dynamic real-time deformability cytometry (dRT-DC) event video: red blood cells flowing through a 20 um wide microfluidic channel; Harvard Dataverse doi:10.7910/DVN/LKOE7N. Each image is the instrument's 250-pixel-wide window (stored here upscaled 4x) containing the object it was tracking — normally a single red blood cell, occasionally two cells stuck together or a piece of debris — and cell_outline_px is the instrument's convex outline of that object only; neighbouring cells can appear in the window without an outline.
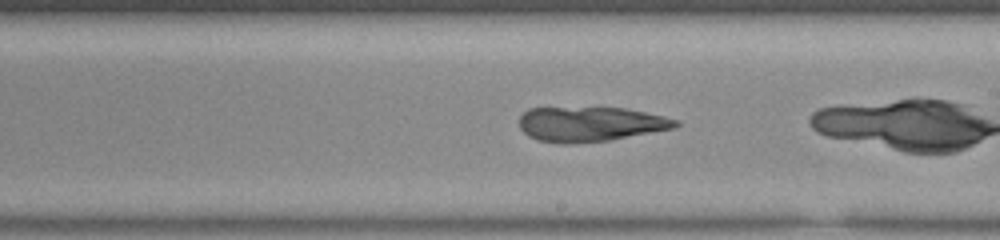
{"species": "common noctule bat (a hibernating species)", "species_latin": "Nyctalus noctula", "temperature_condition": "room temperature", "stored_images_in_passage": 45, "camera_frame_rate_fps": 3000, "um_per_image_px": 0.085, "animal": {"sex": "male", "body_mass_g": 20.0, "forearm_length_mm": 53.3}, "frame": {"image": 1, "passage_image": 30, "time_ms": 9.667, "image_size_px": [1000, 240], "cell_outline_px": [[680, 124], [672, 128], [608, 140], [572, 144], [560, 144], [540, 140], [528, 136], [520, 128], [520, 116], [528, 108], [624, 108], [664, 116], [676, 120]], "centroid_in_image_um": [50.12, 10.55], "position_along_channel_um": 238.9, "area_um2": 31.27}}
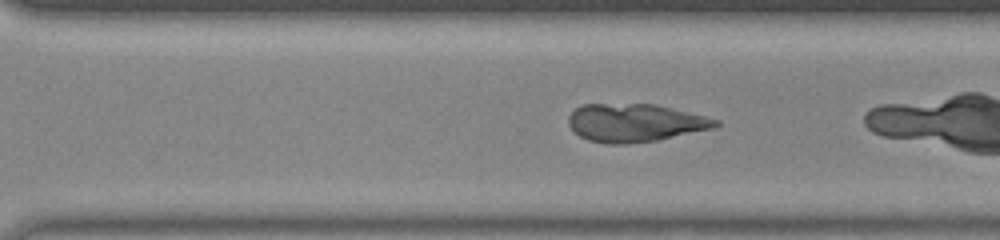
{"frame": {"image": 2, "passage_image": 36, "time_ms": 11.667, "image_size_px": [1000, 240], "cell_outline_px": [[720, 124], [712, 128], [656, 140], [628, 144], [608, 144], [588, 140], [580, 136], [568, 124], [568, 116], [576, 108], [584, 104], [652, 104], [704, 116], [720, 120]], "centroid_in_image_um": [53.93, 10.44], "position_along_channel_um": 316.7, "area_um2": 32.14}}